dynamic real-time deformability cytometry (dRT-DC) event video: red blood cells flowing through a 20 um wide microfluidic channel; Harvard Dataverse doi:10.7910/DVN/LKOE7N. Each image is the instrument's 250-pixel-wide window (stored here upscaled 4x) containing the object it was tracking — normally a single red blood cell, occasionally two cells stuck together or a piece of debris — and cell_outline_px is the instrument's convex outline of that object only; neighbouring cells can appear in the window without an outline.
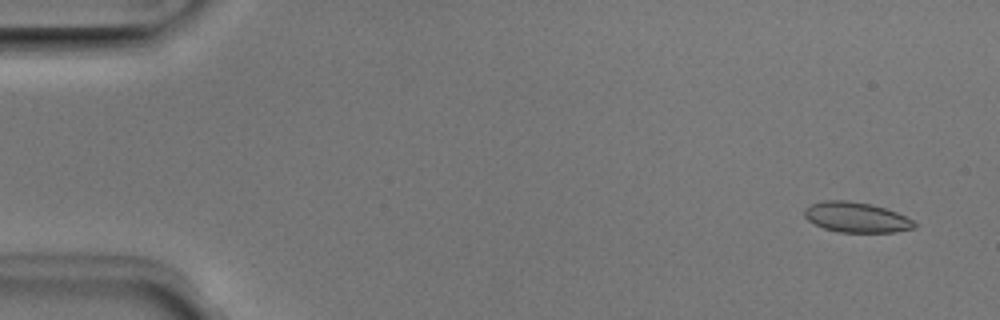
{"species": "Egyptian fruit bat (a non-hibernating species)", "species_latin": "Rousettus aegyptiacus", "temperature_condition": "room temperature", "stored_images_in_passage": 51, "camera_frame_rate_fps": 3000, "um_per_image_px": 0.085, "animal": {"sex": "male"}, "frame": {"image": 1, "passage_image": 3, "time_ms": 0.667, "image_size_px": [1000, 320], "cell_outline_px": [[916, 228], [896, 232], [836, 232], [824, 228], [808, 220], [804, 216], [804, 208], [812, 204], [824, 200], [848, 200], [872, 204], [896, 212], [912, 220], [916, 224]], "centroid_in_image_um": [72.78, 18.47], "position_along_channel_um": 12.2, "area_um2": 19.36}}
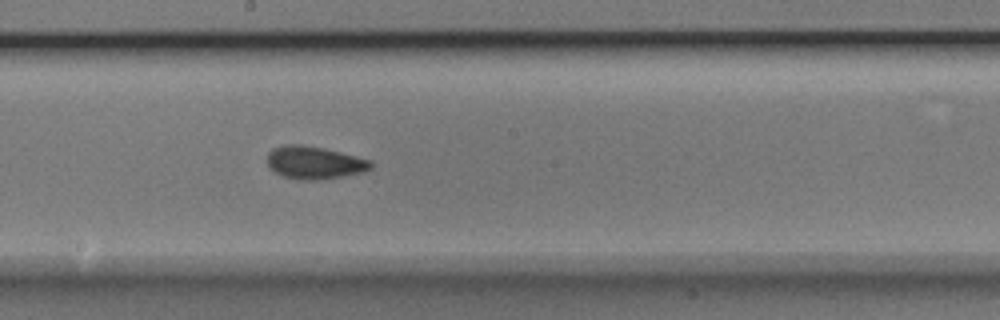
{"frame": {"image": 2, "passage_image": 28, "time_ms": 9.0, "image_size_px": [1000, 320], "cell_outline_px": [[372, 168], [364, 172], [320, 180], [296, 180], [284, 176], [268, 168], [268, 152], [272, 148], [288, 144], [300, 144], [324, 148], [372, 160]], "centroid_in_image_um": [26.72, 13.82], "position_along_channel_um": 221.5, "area_um2": 19.88}}
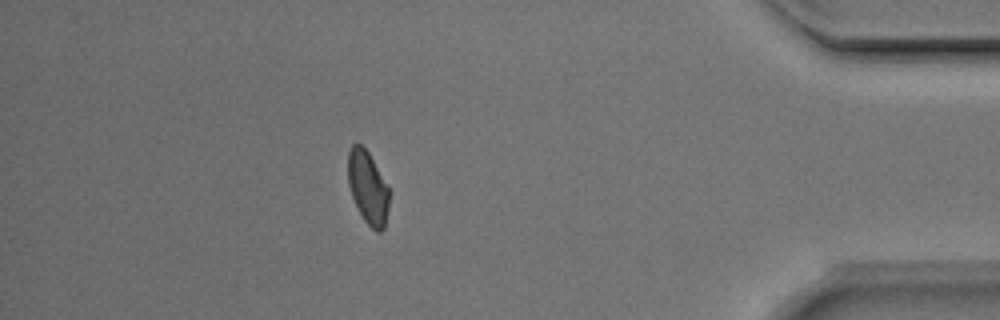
{"frame": {"image": 3, "passage_image": 45, "time_ms": 14.667, "image_size_px": [1000, 320], "cell_outline_px": [[388, 208], [384, 228], [380, 232], [376, 232], [364, 220], [352, 196], [348, 184], [348, 152], [352, 144], [360, 144], [368, 152], [388, 188]], "centroid_in_image_um": [31.25, 15.95], "position_along_channel_um": 404.0, "area_um2": 17.05}, "authors_computed_cell_mechanics": {"area_um2": 18.9006, "velocity_mm_per_s": 3.9958, "shape_relaxation_time_tau1_ms": 9.386, "shape_relaxation_time_tau2_ms": 1.2393, "deformation_change_tau1": 0.1512, "deformation_change_tau2": 0.0605}}